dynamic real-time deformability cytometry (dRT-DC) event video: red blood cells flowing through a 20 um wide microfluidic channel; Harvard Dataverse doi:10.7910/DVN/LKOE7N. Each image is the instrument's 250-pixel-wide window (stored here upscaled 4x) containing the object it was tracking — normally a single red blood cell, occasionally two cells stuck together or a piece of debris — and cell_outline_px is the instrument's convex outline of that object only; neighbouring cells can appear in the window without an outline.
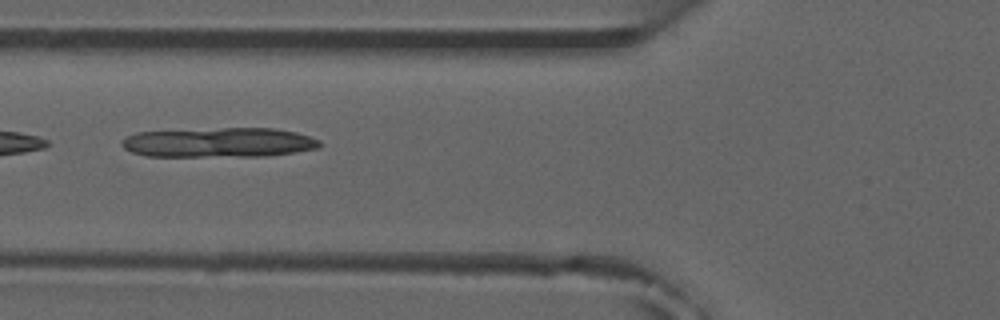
{"species": "common noctule bat (a hibernating species)", "species_latin": "Nyctalus noctula", "temperature_condition": "room temperature", "stored_images_in_passage": 8, "camera_frame_rate_fps": 3000, "um_per_image_px": 0.085, "animal": {"sex": "male", "forearm_length_mm": 52.5}, "frame": {"image": 1, "passage_image": 5, "time_ms": 5.667, "image_size_px": [1000, 320], "cell_outline_px": [[324, 144], [320, 148], [264, 156], [148, 156], [132, 152], [124, 148], [120, 144], [120, 140], [124, 136], [136, 132], [224, 128], [276, 128], [296, 132], [320, 140]], "centroid_in_image_um": [18.6, 12.1], "position_along_channel_um": 107.2, "area_um2": 34.33}}
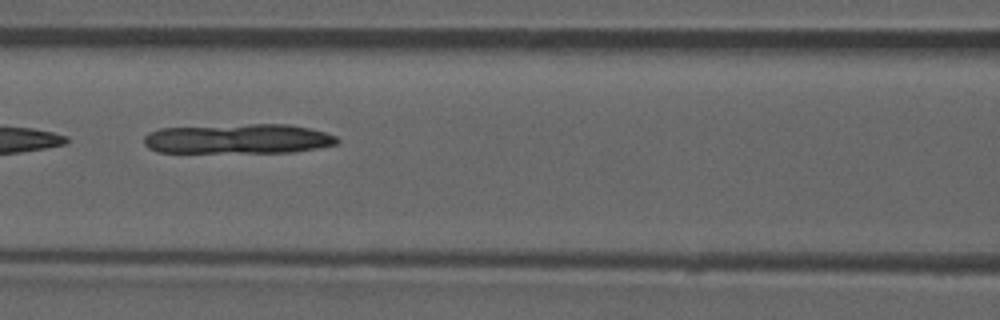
{"frame": {"image": 2, "passage_image": 6, "time_ms": 6.667, "image_size_px": [1000, 320], "cell_outline_px": [[340, 140], [336, 144], [316, 148], [292, 152], [160, 152], [148, 148], [144, 144], [144, 136], [148, 132], [160, 128], [248, 124], [292, 124], [324, 132], [336, 136]], "centroid_in_image_um": [20.23, 11.79], "position_along_channel_um": 146.4, "area_um2": 33.52}}